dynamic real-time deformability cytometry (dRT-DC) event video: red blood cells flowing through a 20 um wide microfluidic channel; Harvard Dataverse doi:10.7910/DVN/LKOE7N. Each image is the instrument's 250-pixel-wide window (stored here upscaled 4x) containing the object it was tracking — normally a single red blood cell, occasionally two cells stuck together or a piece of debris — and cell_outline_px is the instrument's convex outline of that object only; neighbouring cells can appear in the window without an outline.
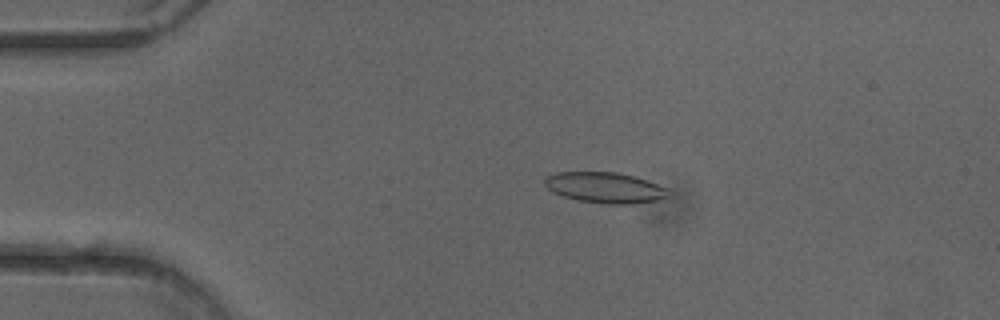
{"species": "common noctule bat (a hibernating species)", "species_latin": "Nyctalus noctula", "temperature_condition": "cold", "stored_images_in_passage": 50, "camera_frame_rate_fps": 3000, "um_per_image_px": 0.085, "animal": {"sex": "female"}, "frame": {"image": 1, "passage_image": 10, "time_ms": 3.0, "image_size_px": [1000, 320], "cell_outline_px": [[676, 196], [672, 200], [632, 204], [608, 204], [576, 200], [552, 192], [544, 184], [544, 176], [556, 172], [616, 172], [648, 180], [668, 188], [676, 192]], "centroid_in_image_um": [51.6, 15.97], "position_along_channel_um": 33.4, "area_um2": 23.12}}
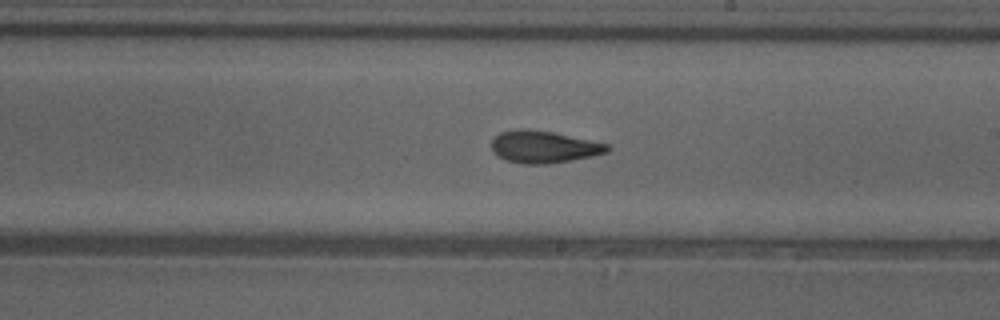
{"frame": {"image": 2, "passage_image": 29, "time_ms": 9.333, "image_size_px": [1000, 320], "cell_outline_px": [[612, 148], [608, 152], [592, 156], [548, 164], [524, 164], [508, 160], [496, 156], [492, 152], [492, 140], [500, 132], [520, 128], [524, 128], [552, 132], [608, 144]], "centroid_in_image_um": [46.2, 12.48], "position_along_channel_um": 242.8, "area_um2": 21.62}}
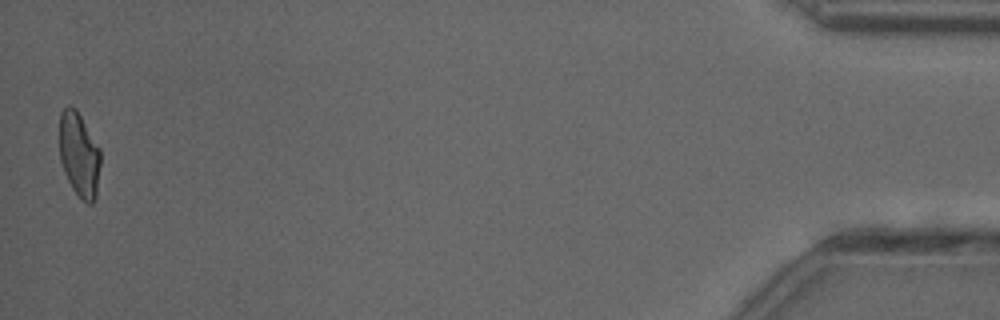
{"frame": {"image": 3, "passage_image": 50, "time_ms": 16.333, "image_size_px": [1000, 320], "cell_outline_px": [[100, 164], [96, 196], [92, 204], [88, 204], [80, 200], [72, 188], [64, 172], [60, 160], [60, 112], [68, 104], [76, 108], [100, 148]], "centroid_in_image_um": [6.73, 13.15], "position_along_channel_um": 428.5, "area_um2": 20.4}, "authors_computed_cell_mechanics": {"area_um2": 21.5883, "velocity_mm_per_s": 4.0316, "shape_relaxation_time_tau1_ms": null, "shape_relaxation_time_tau2_ms": 3.0625, "deformation_change_tau1": null, "deformation_change_tau2": 0.1013}}